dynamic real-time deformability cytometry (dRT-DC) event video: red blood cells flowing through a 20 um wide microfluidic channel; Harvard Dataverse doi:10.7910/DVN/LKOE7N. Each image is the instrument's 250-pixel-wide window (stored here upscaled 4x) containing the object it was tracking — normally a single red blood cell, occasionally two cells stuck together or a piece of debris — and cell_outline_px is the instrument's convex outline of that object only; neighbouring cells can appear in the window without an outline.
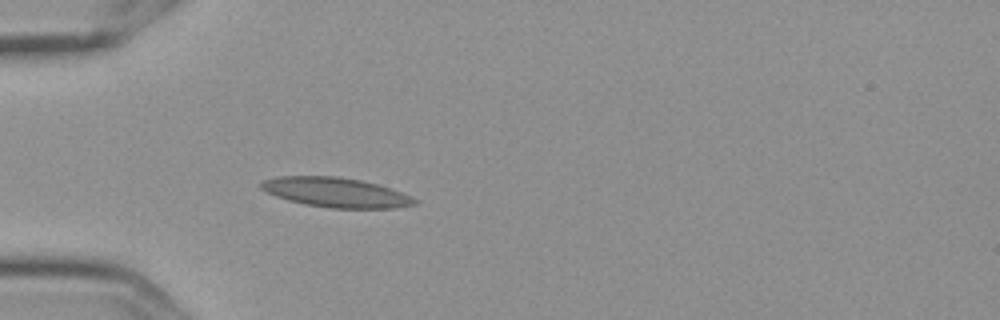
{"species": "Egyptian fruit bat (a non-hibernating species)", "species_latin": "Rousettus aegyptiacus", "temperature_condition": "cold", "stored_images_in_passage": 6, "camera_frame_rate_fps": 3000, "um_per_image_px": 0.085, "frame": {"image": 1, "passage_image": 6, "time_ms": 1.667, "image_size_px": [1000, 320], "cell_outline_px": [[420, 200], [416, 204], [396, 208], [332, 208], [304, 204], [288, 200], [276, 196], [260, 188], [260, 184], [264, 180], [276, 176], [336, 176], [360, 180], [376, 184], [412, 196]], "centroid_in_image_um": [28.55, 16.36], "position_along_channel_um": 56.4, "area_um2": 26.41}}